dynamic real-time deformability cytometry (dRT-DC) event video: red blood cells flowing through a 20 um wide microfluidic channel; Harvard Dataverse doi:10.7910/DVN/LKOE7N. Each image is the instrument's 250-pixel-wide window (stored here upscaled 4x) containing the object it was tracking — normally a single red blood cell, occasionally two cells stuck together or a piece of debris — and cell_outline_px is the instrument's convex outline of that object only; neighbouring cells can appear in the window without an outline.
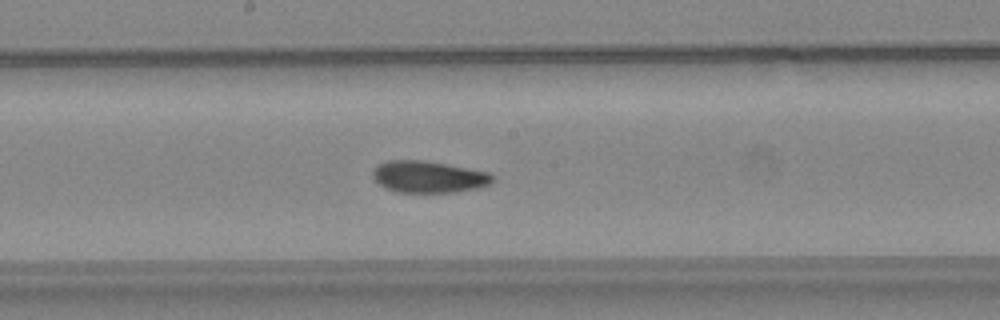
{"species": "common noctule bat (a hibernating species)", "species_latin": "Nyctalus noctula", "temperature_condition": "warm", "stored_images_in_passage": 47, "camera_frame_rate_fps": 3000, "um_per_image_px": 0.085, "animal": {"sex": "female", "body_mass_g": 24.6, "forearm_length_mm": 56.2}, "frame": {"image": 1, "passage_image": 28, "time_ms": 9.0, "image_size_px": [1000, 320], "cell_outline_px": [[492, 180], [488, 184], [480, 188], [456, 192], [396, 192], [384, 188], [372, 176], [372, 172], [380, 164], [388, 160], [420, 160], [444, 164], [488, 172], [492, 176]], "centroid_in_image_um": [36.4, 15.04], "position_along_channel_um": 211.8, "area_um2": 21.85}, "authors_computed_cell_mechanics": {"area_um2": 21.5594, "velocity_mm_per_s": 4.0128, "shape_relaxation_time_tau1_ms": 5.2432, "shape_relaxation_time_tau2_ms": 3.8187, "deformation_change_tau1": 0.1593, "deformation_change_tau2": 0.069}}